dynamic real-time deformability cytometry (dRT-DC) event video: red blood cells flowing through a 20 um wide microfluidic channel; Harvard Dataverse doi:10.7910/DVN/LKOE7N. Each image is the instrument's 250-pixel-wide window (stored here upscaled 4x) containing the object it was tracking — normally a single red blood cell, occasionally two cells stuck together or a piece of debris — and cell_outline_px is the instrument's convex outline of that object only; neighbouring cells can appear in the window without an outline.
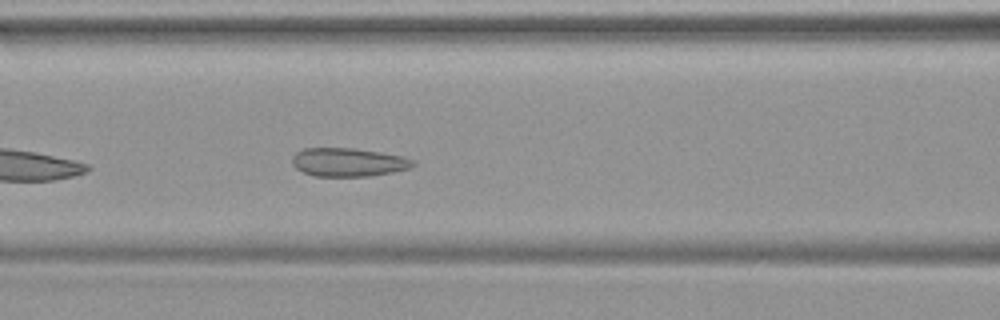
{"species": "common noctule bat (a hibernating species)", "species_latin": "Nyctalus noctula", "temperature_condition": "warm", "stored_images_in_passage": 28, "camera_frame_rate_fps": 3000, "um_per_image_px": 0.085, "animal": {"sex": "female", "body_mass_g": 19.9}, "frame": {"image": 1, "passage_image": 8, "time_ms": 2.333, "image_size_px": [1000, 320], "cell_outline_px": [[416, 164], [408, 168], [392, 172], [368, 176], [312, 176], [296, 168], [292, 164], [292, 156], [296, 152], [304, 148], [352, 148], [380, 152], [404, 156], [416, 160]], "centroid_in_image_um": [29.61, 13.78], "position_along_channel_um": 137.0, "area_um2": 20.11}}
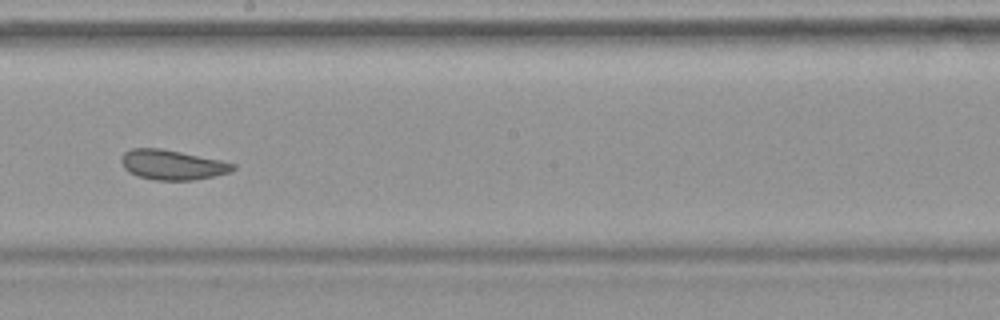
{"frame": {"image": 2, "passage_image": 15, "time_ms": 4.667, "image_size_px": [1000, 320], "cell_outline_px": [[236, 168], [228, 172], [212, 176], [192, 180], [156, 180], [136, 176], [128, 172], [124, 168], [120, 160], [120, 156], [124, 152], [132, 148], [160, 148], [220, 160], [236, 164]], "centroid_in_image_um": [14.58, 14.0], "position_along_channel_um": 233.6, "area_um2": 19.36}}
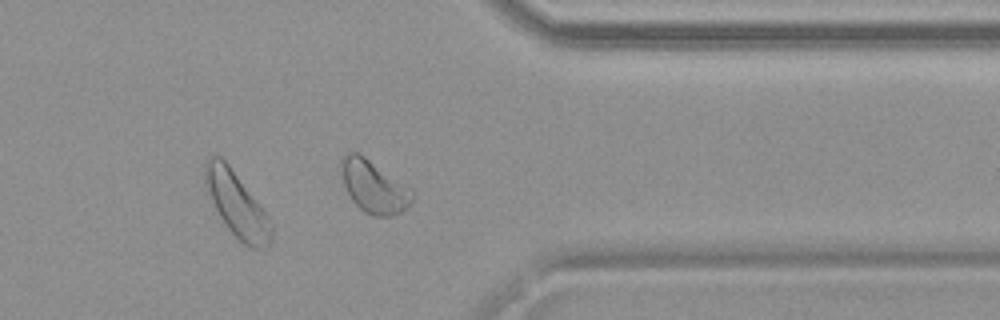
{"frame": {"image": 3, "passage_image": 26, "time_ms": 8.333, "image_size_px": [1000, 320], "cell_outline_px": [[272, 240], [268, 244], [256, 248], [252, 248], [244, 244], [228, 228], [204, 192], [204, 164], [212, 156], [220, 156], [228, 164], [272, 220]], "centroid_in_image_um": [20.09, 17.36], "position_along_channel_um": 391.3, "area_um2": 24.85}}